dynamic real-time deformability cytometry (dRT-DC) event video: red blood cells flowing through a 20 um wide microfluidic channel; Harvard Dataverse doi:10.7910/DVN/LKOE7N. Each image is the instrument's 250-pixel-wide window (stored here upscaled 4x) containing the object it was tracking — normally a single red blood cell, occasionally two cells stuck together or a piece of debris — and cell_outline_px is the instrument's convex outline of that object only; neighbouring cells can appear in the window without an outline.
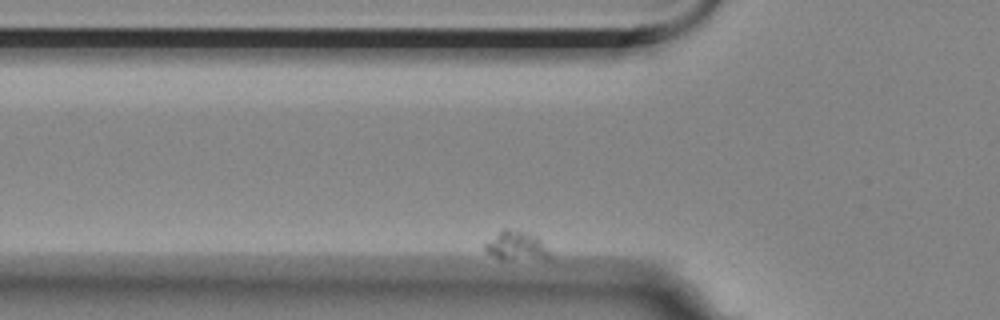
{"species": "Egyptian fruit bat (a non-hibernating species)", "species_latin": "Rousettus aegyptiacus", "temperature_condition": "room temperature", "stored_images_in_passage": 6, "segment_of_instrument_passage": [2, 2], "camera_frame_rate_fps": 3000, "um_per_image_px": 0.085, "animal": {"sex": "female"}, "frame": {"image": 1, "passage_image": 6, "time_ms": 7.0, "image_size_px": [1000, 320], "cell_outline_px": [[548, 260], [500, 260], [484, 252], [484, 244], [504, 228], [508, 228], [524, 232], [536, 236], [540, 240], [548, 252]], "centroid_in_image_um": [43.84, 20.94], "position_along_channel_um": 82.0, "area_um2": 11.1}}